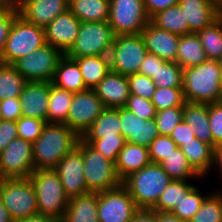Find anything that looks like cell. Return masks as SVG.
<instances>
[{
    "mask_svg": "<svg viewBox=\"0 0 222 222\" xmlns=\"http://www.w3.org/2000/svg\"><path fill=\"white\" fill-rule=\"evenodd\" d=\"M178 148L169 135L157 136L149 145V158L152 163L160 164L166 157Z\"/></svg>",
    "mask_w": 222,
    "mask_h": 222,
    "instance_id": "obj_44",
    "label": "cell"
},
{
    "mask_svg": "<svg viewBox=\"0 0 222 222\" xmlns=\"http://www.w3.org/2000/svg\"><path fill=\"white\" fill-rule=\"evenodd\" d=\"M160 165L169 175L171 180H195L202 177L188 163L185 154L178 147L173 153L166 157Z\"/></svg>",
    "mask_w": 222,
    "mask_h": 222,
    "instance_id": "obj_34",
    "label": "cell"
},
{
    "mask_svg": "<svg viewBox=\"0 0 222 222\" xmlns=\"http://www.w3.org/2000/svg\"><path fill=\"white\" fill-rule=\"evenodd\" d=\"M208 117L214 149L222 143V102L208 104Z\"/></svg>",
    "mask_w": 222,
    "mask_h": 222,
    "instance_id": "obj_48",
    "label": "cell"
},
{
    "mask_svg": "<svg viewBox=\"0 0 222 222\" xmlns=\"http://www.w3.org/2000/svg\"><path fill=\"white\" fill-rule=\"evenodd\" d=\"M123 137L121 134L120 108H105L81 139Z\"/></svg>",
    "mask_w": 222,
    "mask_h": 222,
    "instance_id": "obj_27",
    "label": "cell"
},
{
    "mask_svg": "<svg viewBox=\"0 0 222 222\" xmlns=\"http://www.w3.org/2000/svg\"><path fill=\"white\" fill-rule=\"evenodd\" d=\"M77 147L82 151L84 177L88 192L99 193L117 188L122 184L113 161L104 157L81 138Z\"/></svg>",
    "mask_w": 222,
    "mask_h": 222,
    "instance_id": "obj_5",
    "label": "cell"
},
{
    "mask_svg": "<svg viewBox=\"0 0 222 222\" xmlns=\"http://www.w3.org/2000/svg\"><path fill=\"white\" fill-rule=\"evenodd\" d=\"M155 120L159 134L170 135L173 129L183 120V106L157 111Z\"/></svg>",
    "mask_w": 222,
    "mask_h": 222,
    "instance_id": "obj_42",
    "label": "cell"
},
{
    "mask_svg": "<svg viewBox=\"0 0 222 222\" xmlns=\"http://www.w3.org/2000/svg\"><path fill=\"white\" fill-rule=\"evenodd\" d=\"M52 85L67 91L78 93L88 89L78 64L65 54L59 60L57 69L52 79Z\"/></svg>",
    "mask_w": 222,
    "mask_h": 222,
    "instance_id": "obj_26",
    "label": "cell"
},
{
    "mask_svg": "<svg viewBox=\"0 0 222 222\" xmlns=\"http://www.w3.org/2000/svg\"><path fill=\"white\" fill-rule=\"evenodd\" d=\"M178 4L189 23L190 34L206 28L221 16L213 0H179Z\"/></svg>",
    "mask_w": 222,
    "mask_h": 222,
    "instance_id": "obj_21",
    "label": "cell"
},
{
    "mask_svg": "<svg viewBox=\"0 0 222 222\" xmlns=\"http://www.w3.org/2000/svg\"><path fill=\"white\" fill-rule=\"evenodd\" d=\"M93 89L105 108L124 107L130 97L127 76L112 71Z\"/></svg>",
    "mask_w": 222,
    "mask_h": 222,
    "instance_id": "obj_20",
    "label": "cell"
},
{
    "mask_svg": "<svg viewBox=\"0 0 222 222\" xmlns=\"http://www.w3.org/2000/svg\"><path fill=\"white\" fill-rule=\"evenodd\" d=\"M143 2L146 13L151 19L158 12L178 4L179 0H143Z\"/></svg>",
    "mask_w": 222,
    "mask_h": 222,
    "instance_id": "obj_54",
    "label": "cell"
},
{
    "mask_svg": "<svg viewBox=\"0 0 222 222\" xmlns=\"http://www.w3.org/2000/svg\"><path fill=\"white\" fill-rule=\"evenodd\" d=\"M208 195L209 193L203 195L202 191H200V188L194 186L189 191V193L185 195V198H183L182 201L178 203V205H176L171 212L174 213L180 219L189 221L194 216V214L200 209L204 199Z\"/></svg>",
    "mask_w": 222,
    "mask_h": 222,
    "instance_id": "obj_40",
    "label": "cell"
},
{
    "mask_svg": "<svg viewBox=\"0 0 222 222\" xmlns=\"http://www.w3.org/2000/svg\"><path fill=\"white\" fill-rule=\"evenodd\" d=\"M164 62L165 60L160 57L147 53L140 65L138 73L152 78V76L157 73L159 66H161Z\"/></svg>",
    "mask_w": 222,
    "mask_h": 222,
    "instance_id": "obj_53",
    "label": "cell"
},
{
    "mask_svg": "<svg viewBox=\"0 0 222 222\" xmlns=\"http://www.w3.org/2000/svg\"><path fill=\"white\" fill-rule=\"evenodd\" d=\"M18 137L16 121H0V153Z\"/></svg>",
    "mask_w": 222,
    "mask_h": 222,
    "instance_id": "obj_51",
    "label": "cell"
},
{
    "mask_svg": "<svg viewBox=\"0 0 222 222\" xmlns=\"http://www.w3.org/2000/svg\"><path fill=\"white\" fill-rule=\"evenodd\" d=\"M0 222H15L0 199Z\"/></svg>",
    "mask_w": 222,
    "mask_h": 222,
    "instance_id": "obj_59",
    "label": "cell"
},
{
    "mask_svg": "<svg viewBox=\"0 0 222 222\" xmlns=\"http://www.w3.org/2000/svg\"><path fill=\"white\" fill-rule=\"evenodd\" d=\"M213 167L222 175V143L214 148Z\"/></svg>",
    "mask_w": 222,
    "mask_h": 222,
    "instance_id": "obj_57",
    "label": "cell"
},
{
    "mask_svg": "<svg viewBox=\"0 0 222 222\" xmlns=\"http://www.w3.org/2000/svg\"><path fill=\"white\" fill-rule=\"evenodd\" d=\"M74 93L52 85L50 88L47 123H66Z\"/></svg>",
    "mask_w": 222,
    "mask_h": 222,
    "instance_id": "obj_33",
    "label": "cell"
},
{
    "mask_svg": "<svg viewBox=\"0 0 222 222\" xmlns=\"http://www.w3.org/2000/svg\"><path fill=\"white\" fill-rule=\"evenodd\" d=\"M115 37L108 21L81 22L76 41L65 55L69 58L109 56Z\"/></svg>",
    "mask_w": 222,
    "mask_h": 222,
    "instance_id": "obj_7",
    "label": "cell"
},
{
    "mask_svg": "<svg viewBox=\"0 0 222 222\" xmlns=\"http://www.w3.org/2000/svg\"><path fill=\"white\" fill-rule=\"evenodd\" d=\"M97 208L98 193L96 192L70 198L61 222H100Z\"/></svg>",
    "mask_w": 222,
    "mask_h": 222,
    "instance_id": "obj_24",
    "label": "cell"
},
{
    "mask_svg": "<svg viewBox=\"0 0 222 222\" xmlns=\"http://www.w3.org/2000/svg\"><path fill=\"white\" fill-rule=\"evenodd\" d=\"M82 140L89 143L95 150L100 152L104 157L108 158L114 163L116 162L118 154L125 144L124 137Z\"/></svg>",
    "mask_w": 222,
    "mask_h": 222,
    "instance_id": "obj_43",
    "label": "cell"
},
{
    "mask_svg": "<svg viewBox=\"0 0 222 222\" xmlns=\"http://www.w3.org/2000/svg\"><path fill=\"white\" fill-rule=\"evenodd\" d=\"M157 221L158 222H189V221L180 219L171 211H168V212L157 211Z\"/></svg>",
    "mask_w": 222,
    "mask_h": 222,
    "instance_id": "obj_56",
    "label": "cell"
},
{
    "mask_svg": "<svg viewBox=\"0 0 222 222\" xmlns=\"http://www.w3.org/2000/svg\"><path fill=\"white\" fill-rule=\"evenodd\" d=\"M109 25L115 35L140 34L150 22L143 0H110Z\"/></svg>",
    "mask_w": 222,
    "mask_h": 222,
    "instance_id": "obj_11",
    "label": "cell"
},
{
    "mask_svg": "<svg viewBox=\"0 0 222 222\" xmlns=\"http://www.w3.org/2000/svg\"><path fill=\"white\" fill-rule=\"evenodd\" d=\"M97 210L100 222H130L139 208L121 184L117 188L98 193Z\"/></svg>",
    "mask_w": 222,
    "mask_h": 222,
    "instance_id": "obj_13",
    "label": "cell"
},
{
    "mask_svg": "<svg viewBox=\"0 0 222 222\" xmlns=\"http://www.w3.org/2000/svg\"><path fill=\"white\" fill-rule=\"evenodd\" d=\"M22 105L18 97L7 98L0 101V113L2 120L17 121L21 116Z\"/></svg>",
    "mask_w": 222,
    "mask_h": 222,
    "instance_id": "obj_50",
    "label": "cell"
},
{
    "mask_svg": "<svg viewBox=\"0 0 222 222\" xmlns=\"http://www.w3.org/2000/svg\"><path fill=\"white\" fill-rule=\"evenodd\" d=\"M151 102L155 106L156 111L165 110L170 107L183 106L186 103L183 87H156Z\"/></svg>",
    "mask_w": 222,
    "mask_h": 222,
    "instance_id": "obj_41",
    "label": "cell"
},
{
    "mask_svg": "<svg viewBox=\"0 0 222 222\" xmlns=\"http://www.w3.org/2000/svg\"><path fill=\"white\" fill-rule=\"evenodd\" d=\"M16 0H0V10L15 9Z\"/></svg>",
    "mask_w": 222,
    "mask_h": 222,
    "instance_id": "obj_61",
    "label": "cell"
},
{
    "mask_svg": "<svg viewBox=\"0 0 222 222\" xmlns=\"http://www.w3.org/2000/svg\"><path fill=\"white\" fill-rule=\"evenodd\" d=\"M51 82L27 81L20 96L23 117H33L47 122Z\"/></svg>",
    "mask_w": 222,
    "mask_h": 222,
    "instance_id": "obj_18",
    "label": "cell"
},
{
    "mask_svg": "<svg viewBox=\"0 0 222 222\" xmlns=\"http://www.w3.org/2000/svg\"><path fill=\"white\" fill-rule=\"evenodd\" d=\"M189 222H222V191L210 193Z\"/></svg>",
    "mask_w": 222,
    "mask_h": 222,
    "instance_id": "obj_38",
    "label": "cell"
},
{
    "mask_svg": "<svg viewBox=\"0 0 222 222\" xmlns=\"http://www.w3.org/2000/svg\"><path fill=\"white\" fill-rule=\"evenodd\" d=\"M38 0H16L15 10L20 13L28 4L34 3Z\"/></svg>",
    "mask_w": 222,
    "mask_h": 222,
    "instance_id": "obj_60",
    "label": "cell"
},
{
    "mask_svg": "<svg viewBox=\"0 0 222 222\" xmlns=\"http://www.w3.org/2000/svg\"><path fill=\"white\" fill-rule=\"evenodd\" d=\"M68 0H38L28 4L19 15L27 22L45 28L57 16L69 10Z\"/></svg>",
    "mask_w": 222,
    "mask_h": 222,
    "instance_id": "obj_22",
    "label": "cell"
},
{
    "mask_svg": "<svg viewBox=\"0 0 222 222\" xmlns=\"http://www.w3.org/2000/svg\"><path fill=\"white\" fill-rule=\"evenodd\" d=\"M183 94L188 103L222 102V84L217 61L207 60L183 69Z\"/></svg>",
    "mask_w": 222,
    "mask_h": 222,
    "instance_id": "obj_2",
    "label": "cell"
},
{
    "mask_svg": "<svg viewBox=\"0 0 222 222\" xmlns=\"http://www.w3.org/2000/svg\"><path fill=\"white\" fill-rule=\"evenodd\" d=\"M68 7L81 22L109 20L110 0H70Z\"/></svg>",
    "mask_w": 222,
    "mask_h": 222,
    "instance_id": "obj_30",
    "label": "cell"
},
{
    "mask_svg": "<svg viewBox=\"0 0 222 222\" xmlns=\"http://www.w3.org/2000/svg\"><path fill=\"white\" fill-rule=\"evenodd\" d=\"M151 79L157 87H183V68L176 62L165 61Z\"/></svg>",
    "mask_w": 222,
    "mask_h": 222,
    "instance_id": "obj_39",
    "label": "cell"
},
{
    "mask_svg": "<svg viewBox=\"0 0 222 222\" xmlns=\"http://www.w3.org/2000/svg\"><path fill=\"white\" fill-rule=\"evenodd\" d=\"M81 137L64 123H46L32 143L34 170H53Z\"/></svg>",
    "mask_w": 222,
    "mask_h": 222,
    "instance_id": "obj_1",
    "label": "cell"
},
{
    "mask_svg": "<svg viewBox=\"0 0 222 222\" xmlns=\"http://www.w3.org/2000/svg\"><path fill=\"white\" fill-rule=\"evenodd\" d=\"M179 148L185 154L192 168L202 179L205 178L213 167L214 149L197 138L185 143V145H181Z\"/></svg>",
    "mask_w": 222,
    "mask_h": 222,
    "instance_id": "obj_28",
    "label": "cell"
},
{
    "mask_svg": "<svg viewBox=\"0 0 222 222\" xmlns=\"http://www.w3.org/2000/svg\"><path fill=\"white\" fill-rule=\"evenodd\" d=\"M170 138L177 144L178 147L185 145L192 139L196 138L194 132L190 129L189 125L182 120L169 135Z\"/></svg>",
    "mask_w": 222,
    "mask_h": 222,
    "instance_id": "obj_52",
    "label": "cell"
},
{
    "mask_svg": "<svg viewBox=\"0 0 222 222\" xmlns=\"http://www.w3.org/2000/svg\"><path fill=\"white\" fill-rule=\"evenodd\" d=\"M63 56L60 49L46 43L13 65L27 81L52 82L58 62Z\"/></svg>",
    "mask_w": 222,
    "mask_h": 222,
    "instance_id": "obj_10",
    "label": "cell"
},
{
    "mask_svg": "<svg viewBox=\"0 0 222 222\" xmlns=\"http://www.w3.org/2000/svg\"><path fill=\"white\" fill-rule=\"evenodd\" d=\"M0 199L15 222L38 215L36 191L29 178L0 179Z\"/></svg>",
    "mask_w": 222,
    "mask_h": 222,
    "instance_id": "obj_8",
    "label": "cell"
},
{
    "mask_svg": "<svg viewBox=\"0 0 222 222\" xmlns=\"http://www.w3.org/2000/svg\"><path fill=\"white\" fill-rule=\"evenodd\" d=\"M26 83L13 64L0 62V101L19 97Z\"/></svg>",
    "mask_w": 222,
    "mask_h": 222,
    "instance_id": "obj_35",
    "label": "cell"
},
{
    "mask_svg": "<svg viewBox=\"0 0 222 222\" xmlns=\"http://www.w3.org/2000/svg\"><path fill=\"white\" fill-rule=\"evenodd\" d=\"M148 148L125 142L115 162V169L121 181L150 163Z\"/></svg>",
    "mask_w": 222,
    "mask_h": 222,
    "instance_id": "obj_23",
    "label": "cell"
},
{
    "mask_svg": "<svg viewBox=\"0 0 222 222\" xmlns=\"http://www.w3.org/2000/svg\"><path fill=\"white\" fill-rule=\"evenodd\" d=\"M16 222H61V220H58L56 218L49 217V216L37 215V216H32L29 218L18 220Z\"/></svg>",
    "mask_w": 222,
    "mask_h": 222,
    "instance_id": "obj_58",
    "label": "cell"
},
{
    "mask_svg": "<svg viewBox=\"0 0 222 222\" xmlns=\"http://www.w3.org/2000/svg\"><path fill=\"white\" fill-rule=\"evenodd\" d=\"M104 109L94 89L74 93L65 124L81 137Z\"/></svg>",
    "mask_w": 222,
    "mask_h": 222,
    "instance_id": "obj_14",
    "label": "cell"
},
{
    "mask_svg": "<svg viewBox=\"0 0 222 222\" xmlns=\"http://www.w3.org/2000/svg\"><path fill=\"white\" fill-rule=\"evenodd\" d=\"M189 183L188 180H171L161 193L160 198L152 210L159 212L172 211L195 186Z\"/></svg>",
    "mask_w": 222,
    "mask_h": 222,
    "instance_id": "obj_36",
    "label": "cell"
},
{
    "mask_svg": "<svg viewBox=\"0 0 222 222\" xmlns=\"http://www.w3.org/2000/svg\"><path fill=\"white\" fill-rule=\"evenodd\" d=\"M207 56L196 33L181 35L175 62L183 69L206 62Z\"/></svg>",
    "mask_w": 222,
    "mask_h": 222,
    "instance_id": "obj_29",
    "label": "cell"
},
{
    "mask_svg": "<svg viewBox=\"0 0 222 222\" xmlns=\"http://www.w3.org/2000/svg\"><path fill=\"white\" fill-rule=\"evenodd\" d=\"M46 123L38 118L21 116L16 121L18 137L33 143L42 134Z\"/></svg>",
    "mask_w": 222,
    "mask_h": 222,
    "instance_id": "obj_45",
    "label": "cell"
},
{
    "mask_svg": "<svg viewBox=\"0 0 222 222\" xmlns=\"http://www.w3.org/2000/svg\"><path fill=\"white\" fill-rule=\"evenodd\" d=\"M121 134L125 142L149 147L159 136L155 119H142L125 107L120 108Z\"/></svg>",
    "mask_w": 222,
    "mask_h": 222,
    "instance_id": "obj_16",
    "label": "cell"
},
{
    "mask_svg": "<svg viewBox=\"0 0 222 222\" xmlns=\"http://www.w3.org/2000/svg\"><path fill=\"white\" fill-rule=\"evenodd\" d=\"M150 21L158 28L178 36L190 34L189 23L179 4L158 12Z\"/></svg>",
    "mask_w": 222,
    "mask_h": 222,
    "instance_id": "obj_32",
    "label": "cell"
},
{
    "mask_svg": "<svg viewBox=\"0 0 222 222\" xmlns=\"http://www.w3.org/2000/svg\"><path fill=\"white\" fill-rule=\"evenodd\" d=\"M130 222H158L157 211L152 209H139Z\"/></svg>",
    "mask_w": 222,
    "mask_h": 222,
    "instance_id": "obj_55",
    "label": "cell"
},
{
    "mask_svg": "<svg viewBox=\"0 0 222 222\" xmlns=\"http://www.w3.org/2000/svg\"><path fill=\"white\" fill-rule=\"evenodd\" d=\"M140 34L148 53L175 62L180 36L156 27L151 21Z\"/></svg>",
    "mask_w": 222,
    "mask_h": 222,
    "instance_id": "obj_19",
    "label": "cell"
},
{
    "mask_svg": "<svg viewBox=\"0 0 222 222\" xmlns=\"http://www.w3.org/2000/svg\"><path fill=\"white\" fill-rule=\"evenodd\" d=\"M29 179L34 185L38 215L61 220L69 198L62 187L59 175L54 170H35Z\"/></svg>",
    "mask_w": 222,
    "mask_h": 222,
    "instance_id": "obj_4",
    "label": "cell"
},
{
    "mask_svg": "<svg viewBox=\"0 0 222 222\" xmlns=\"http://www.w3.org/2000/svg\"><path fill=\"white\" fill-rule=\"evenodd\" d=\"M147 53L141 34L117 35L109 53L110 71L124 76L138 73Z\"/></svg>",
    "mask_w": 222,
    "mask_h": 222,
    "instance_id": "obj_9",
    "label": "cell"
},
{
    "mask_svg": "<svg viewBox=\"0 0 222 222\" xmlns=\"http://www.w3.org/2000/svg\"><path fill=\"white\" fill-rule=\"evenodd\" d=\"M219 65L220 79L222 84V57L217 61Z\"/></svg>",
    "mask_w": 222,
    "mask_h": 222,
    "instance_id": "obj_63",
    "label": "cell"
},
{
    "mask_svg": "<svg viewBox=\"0 0 222 222\" xmlns=\"http://www.w3.org/2000/svg\"><path fill=\"white\" fill-rule=\"evenodd\" d=\"M196 34L200 38L207 59L218 61L222 57V15Z\"/></svg>",
    "mask_w": 222,
    "mask_h": 222,
    "instance_id": "obj_37",
    "label": "cell"
},
{
    "mask_svg": "<svg viewBox=\"0 0 222 222\" xmlns=\"http://www.w3.org/2000/svg\"><path fill=\"white\" fill-rule=\"evenodd\" d=\"M130 94L141 96L143 98L152 99L156 90L154 81L146 75L135 73L127 76Z\"/></svg>",
    "mask_w": 222,
    "mask_h": 222,
    "instance_id": "obj_46",
    "label": "cell"
},
{
    "mask_svg": "<svg viewBox=\"0 0 222 222\" xmlns=\"http://www.w3.org/2000/svg\"><path fill=\"white\" fill-rule=\"evenodd\" d=\"M124 107L146 120L155 119L157 112L151 100L134 94H130Z\"/></svg>",
    "mask_w": 222,
    "mask_h": 222,
    "instance_id": "obj_47",
    "label": "cell"
},
{
    "mask_svg": "<svg viewBox=\"0 0 222 222\" xmlns=\"http://www.w3.org/2000/svg\"><path fill=\"white\" fill-rule=\"evenodd\" d=\"M46 44L43 27L27 22L18 15L6 40L5 48L0 55L2 63L14 64L18 59L27 56L35 49Z\"/></svg>",
    "mask_w": 222,
    "mask_h": 222,
    "instance_id": "obj_6",
    "label": "cell"
},
{
    "mask_svg": "<svg viewBox=\"0 0 222 222\" xmlns=\"http://www.w3.org/2000/svg\"><path fill=\"white\" fill-rule=\"evenodd\" d=\"M18 15L19 13L15 9L0 10V55L5 48L14 19Z\"/></svg>",
    "mask_w": 222,
    "mask_h": 222,
    "instance_id": "obj_49",
    "label": "cell"
},
{
    "mask_svg": "<svg viewBox=\"0 0 222 222\" xmlns=\"http://www.w3.org/2000/svg\"><path fill=\"white\" fill-rule=\"evenodd\" d=\"M171 178L162 166L150 162L141 170L130 174L122 181L139 209H152Z\"/></svg>",
    "mask_w": 222,
    "mask_h": 222,
    "instance_id": "obj_3",
    "label": "cell"
},
{
    "mask_svg": "<svg viewBox=\"0 0 222 222\" xmlns=\"http://www.w3.org/2000/svg\"><path fill=\"white\" fill-rule=\"evenodd\" d=\"M53 170L59 175L69 199L88 193L82 151L77 146L68 152Z\"/></svg>",
    "mask_w": 222,
    "mask_h": 222,
    "instance_id": "obj_15",
    "label": "cell"
},
{
    "mask_svg": "<svg viewBox=\"0 0 222 222\" xmlns=\"http://www.w3.org/2000/svg\"><path fill=\"white\" fill-rule=\"evenodd\" d=\"M34 171L32 142L16 137L0 153V179L29 178Z\"/></svg>",
    "mask_w": 222,
    "mask_h": 222,
    "instance_id": "obj_12",
    "label": "cell"
},
{
    "mask_svg": "<svg viewBox=\"0 0 222 222\" xmlns=\"http://www.w3.org/2000/svg\"><path fill=\"white\" fill-rule=\"evenodd\" d=\"M216 10L222 15V0H213Z\"/></svg>",
    "mask_w": 222,
    "mask_h": 222,
    "instance_id": "obj_62",
    "label": "cell"
},
{
    "mask_svg": "<svg viewBox=\"0 0 222 222\" xmlns=\"http://www.w3.org/2000/svg\"><path fill=\"white\" fill-rule=\"evenodd\" d=\"M71 59L78 64L88 89L96 87L110 71L109 56H88Z\"/></svg>",
    "mask_w": 222,
    "mask_h": 222,
    "instance_id": "obj_31",
    "label": "cell"
},
{
    "mask_svg": "<svg viewBox=\"0 0 222 222\" xmlns=\"http://www.w3.org/2000/svg\"><path fill=\"white\" fill-rule=\"evenodd\" d=\"M80 24L81 21L67 10L44 28L46 43L65 54L75 43Z\"/></svg>",
    "mask_w": 222,
    "mask_h": 222,
    "instance_id": "obj_17",
    "label": "cell"
},
{
    "mask_svg": "<svg viewBox=\"0 0 222 222\" xmlns=\"http://www.w3.org/2000/svg\"><path fill=\"white\" fill-rule=\"evenodd\" d=\"M183 120L194 132L195 137L213 148V137L208 117V104L186 102L183 105Z\"/></svg>",
    "mask_w": 222,
    "mask_h": 222,
    "instance_id": "obj_25",
    "label": "cell"
}]
</instances>
